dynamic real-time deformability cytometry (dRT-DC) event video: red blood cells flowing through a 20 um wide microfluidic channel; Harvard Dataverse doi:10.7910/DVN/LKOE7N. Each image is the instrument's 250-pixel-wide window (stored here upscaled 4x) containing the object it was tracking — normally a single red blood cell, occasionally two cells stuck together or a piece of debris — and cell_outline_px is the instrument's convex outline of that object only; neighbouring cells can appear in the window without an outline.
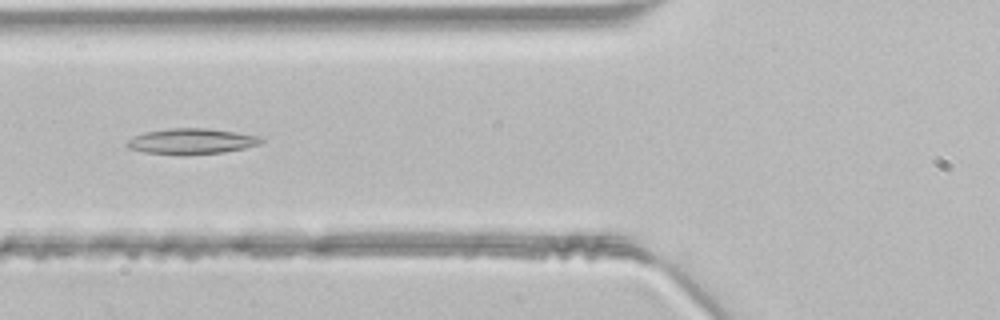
{"species": "common noctule bat (a hibernating species)", "species_latin": "Nyctalus noctula", "temperature_condition": "room temperature", "stored_images_in_passage": 48, "camera_frame_rate_fps": 3000, "um_per_image_px": 0.085, "animal": {"sex": "male", "body_mass_g": 21.5, "forearm_length_mm": 52.0}, "frame": {"image": 1, "passage_image": 18, "time_ms": 5.667, "image_size_px": [1000, 320], "cell_outline_px": [[264, 140], [260, 144], [244, 148], [224, 152], [188, 156], [184, 156], [144, 152], [128, 148], [124, 144], [128, 140], [144, 132], [172, 128], [208, 128], [236, 132], [260, 136]], "centroid_in_image_um": [16.28, 12.03], "position_along_channel_um": 109.5, "area_um2": 20.35}}
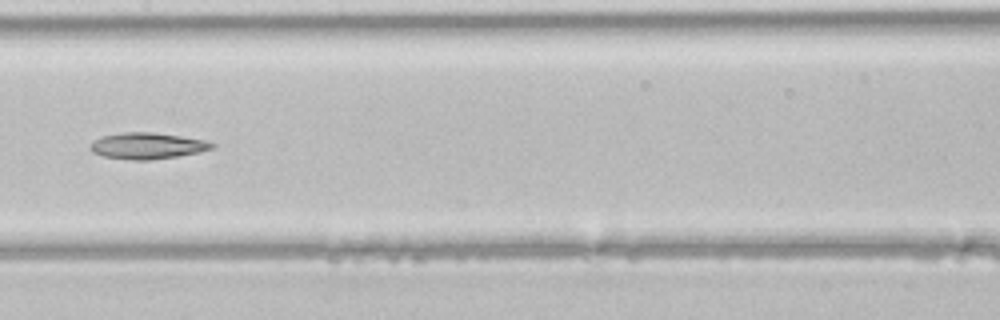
{"frame": {"image": 2, "passage_image": 24, "time_ms": 7.667, "image_size_px": [1000, 320], "cell_outline_px": [[216, 144], [212, 148], [200, 152], [176, 156], [148, 160], [132, 160], [104, 156], [92, 152], [92, 144], [100, 136], [124, 132], [152, 132], [180, 136], [204, 140]], "centroid_in_image_um": [12.54, 12.39], "position_along_channel_um": 194.9, "area_um2": 18.32}}
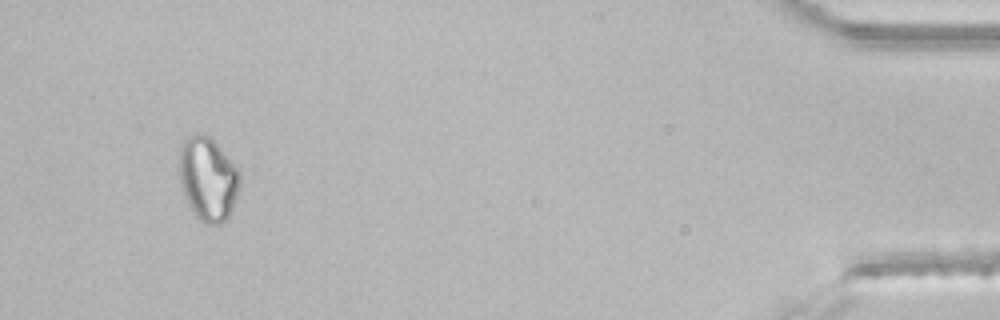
{"frame": {"image": 3, "passage_image": 45, "time_ms": 14.667, "image_size_px": [1000, 320], "cell_outline_px": [[240, 180], [236, 196], [232, 208], [228, 216], [220, 224], [204, 224], [192, 212], [184, 196], [180, 180], [180, 148], [184, 140], [192, 132], [208, 136], [216, 144], [240, 172]], "centroid_in_image_um": [17.65, 15.22], "position_along_channel_um": 417.5, "area_um2": 29.13}}